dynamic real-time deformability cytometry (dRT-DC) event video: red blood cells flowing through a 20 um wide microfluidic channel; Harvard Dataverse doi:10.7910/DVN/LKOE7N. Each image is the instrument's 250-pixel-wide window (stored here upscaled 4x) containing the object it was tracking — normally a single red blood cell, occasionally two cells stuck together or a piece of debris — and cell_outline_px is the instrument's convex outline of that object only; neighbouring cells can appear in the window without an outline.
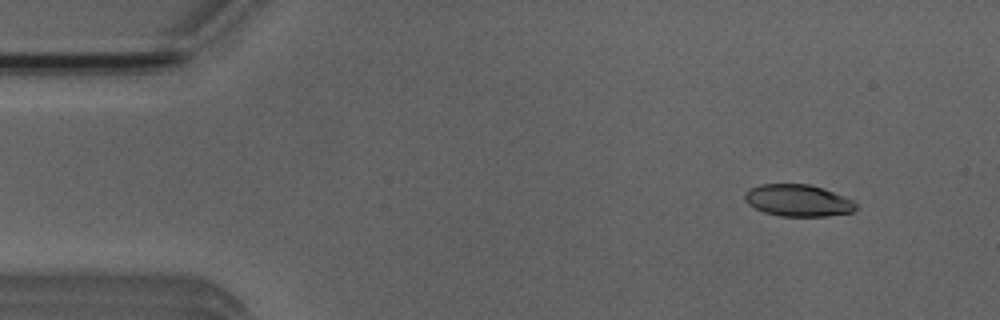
{"species": "Egyptian fruit bat (a non-hibernating species)", "species_latin": "Rousettus aegyptiacus", "temperature_condition": "room temperature", "stored_images_in_passage": 5, "camera_frame_rate_fps": 3000, "um_per_image_px": 0.085, "animal": {"sex": "male"}, "frame": {"image": 1, "passage_image": 2, "time_ms": 1.333, "image_size_px": [1000, 320], "cell_outline_px": [[856, 208], [852, 212], [828, 216], [780, 216], [764, 212], [748, 204], [744, 200], [744, 192], [760, 184], [808, 184], [824, 188], [844, 196], [852, 200], [856, 204]], "centroid_in_image_um": [67.82, 17.04], "position_along_channel_um": 17.2, "area_um2": 20.63}}